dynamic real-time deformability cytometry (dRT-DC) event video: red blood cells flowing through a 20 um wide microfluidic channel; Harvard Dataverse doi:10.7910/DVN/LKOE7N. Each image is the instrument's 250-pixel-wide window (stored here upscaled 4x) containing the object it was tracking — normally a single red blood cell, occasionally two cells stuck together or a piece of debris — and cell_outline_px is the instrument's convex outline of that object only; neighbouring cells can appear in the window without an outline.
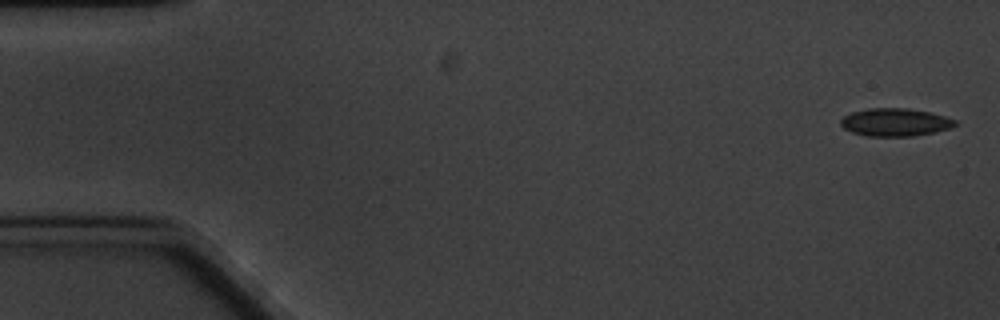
{"species": "common noctule bat (a hibernating species)", "species_latin": "Nyctalus noctula", "temperature_condition": "cold", "stored_images_in_passage": 8, "camera_frame_rate_fps": 3000, "um_per_image_px": 0.085, "animal": {"sex": "male", "body_mass_g": 20.1, "forearm_length_mm": 53.5}, "frame": {"image": 1, "passage_image": 1, "time_ms": 0.0, "image_size_px": [1000, 320], "cell_outline_px": [[956, 124], [952, 128], [936, 132], [912, 136], [868, 136], [852, 132], [844, 128], [840, 124], [840, 120], [844, 116], [852, 112], [868, 108], [908, 108], [928, 112], [944, 116], [956, 120]], "centroid_in_image_um": [76.09, 10.39], "position_along_channel_um": 8.9, "area_um2": 18.55}}
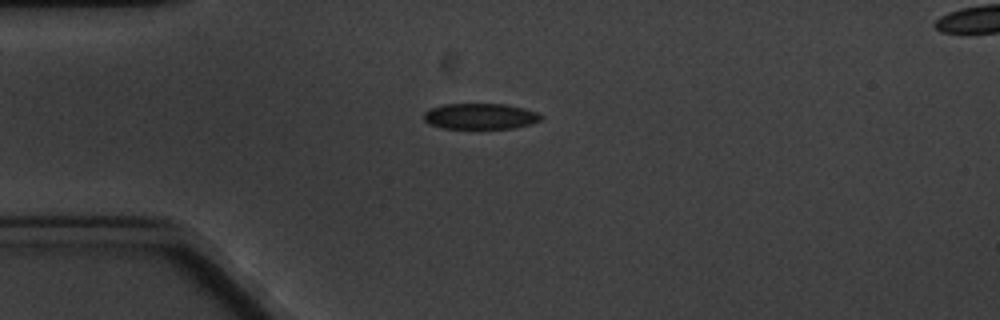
{"frame": {"image": 2, "passage_image": 5, "time_ms": 4.333, "image_size_px": [1000, 320], "cell_outline_px": [[544, 116], [540, 120], [532, 124], [512, 128], [440, 128], [428, 124], [424, 120], [424, 112], [428, 108], [444, 104], [504, 104], [524, 108], [540, 112]], "centroid_in_image_um": [40.82, 9.88], "position_along_channel_um": 44.2, "area_um2": 17.86}}
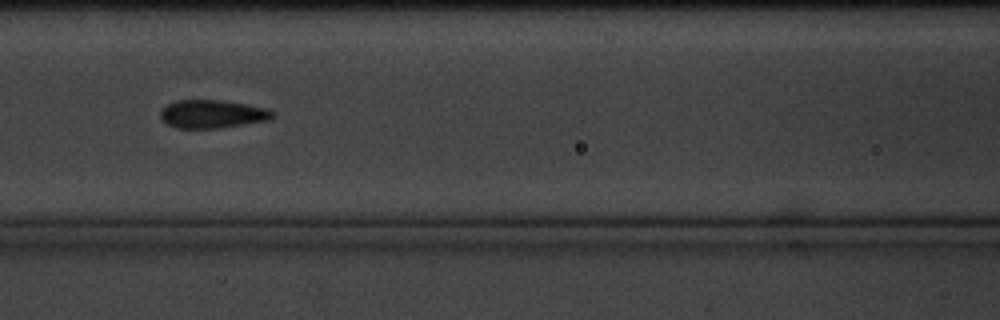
{"frame": {"image": 3, "passage_image": 8, "time_ms": 8.0, "image_size_px": [1000, 320], "cell_outline_px": [[272, 116], [268, 120], [220, 128], [176, 128], [168, 124], [160, 116], [160, 112], [168, 104], [176, 100], [224, 100], [268, 108], [272, 112]], "centroid_in_image_um": [18.04, 9.68], "position_along_channel_um": 148.6, "area_um2": 18.26}}